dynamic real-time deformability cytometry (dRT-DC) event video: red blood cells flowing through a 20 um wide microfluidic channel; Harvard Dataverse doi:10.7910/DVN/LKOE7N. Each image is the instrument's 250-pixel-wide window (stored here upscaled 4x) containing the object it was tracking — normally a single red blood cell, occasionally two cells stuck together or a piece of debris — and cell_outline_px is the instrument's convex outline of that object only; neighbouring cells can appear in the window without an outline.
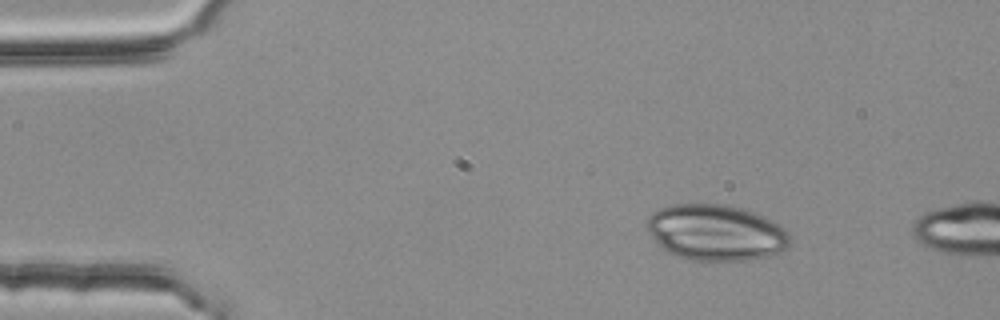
{"species": "common noctule bat (a hibernating species)", "species_latin": "Nyctalus noctula", "temperature_condition": "room temperature", "stored_images_in_passage": 2, "camera_frame_rate_fps": 3000, "um_per_image_px": 0.085, "animal": {"sex": "female", "body_mass_g": 25.1}, "frame": {"image": 1, "passage_image": 1, "time_ms": 0.0, "image_size_px": [1000, 320], "cell_outline_px": [[792, 240], [788, 248], [764, 256], [744, 260], [692, 260], [676, 256], [668, 252], [648, 232], [644, 224], [652, 212], [660, 208], [672, 204], [724, 204], [740, 208], [764, 216], [780, 224], [788, 232]], "centroid_in_image_um": [60.85, 19.75], "position_along_channel_um": 24.2, "area_um2": 46.53}}